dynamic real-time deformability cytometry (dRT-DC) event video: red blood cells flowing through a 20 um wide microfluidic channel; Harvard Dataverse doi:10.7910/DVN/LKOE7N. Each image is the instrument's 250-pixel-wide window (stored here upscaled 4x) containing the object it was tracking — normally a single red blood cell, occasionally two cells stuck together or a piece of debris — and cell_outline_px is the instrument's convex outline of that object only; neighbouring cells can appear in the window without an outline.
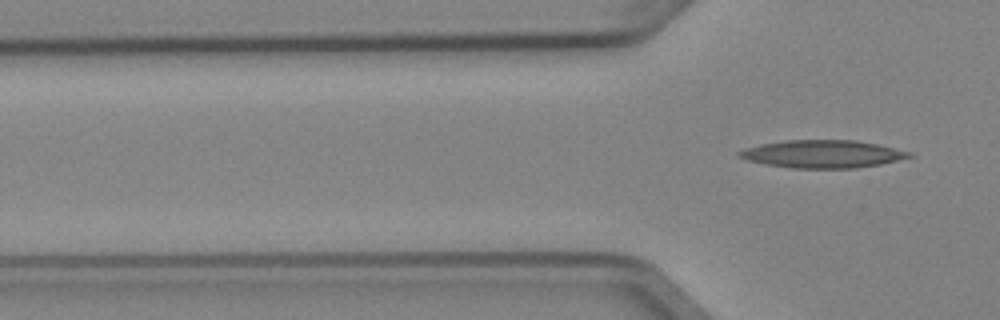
{"species": "Egyptian fruit bat (a non-hibernating species)", "species_latin": "Rousettus aegyptiacus", "temperature_condition": "cold", "stored_images_in_passage": 5, "camera_frame_rate_fps": 3000, "um_per_image_px": 0.085, "animal": {"sex": "female"}, "frame": {"image": 1, "passage_image": 5, "time_ms": 1.333, "image_size_px": [1000, 320], "cell_outline_px": [[912, 156], [880, 164], [856, 168], [792, 168], [764, 164], [748, 160], [736, 156], [736, 152], [744, 148], [760, 144], [788, 140], [856, 140], [876, 144], [912, 152]], "centroid_in_image_um": [69.86, 13.09], "position_along_channel_um": 55.9, "area_um2": 27.4}}